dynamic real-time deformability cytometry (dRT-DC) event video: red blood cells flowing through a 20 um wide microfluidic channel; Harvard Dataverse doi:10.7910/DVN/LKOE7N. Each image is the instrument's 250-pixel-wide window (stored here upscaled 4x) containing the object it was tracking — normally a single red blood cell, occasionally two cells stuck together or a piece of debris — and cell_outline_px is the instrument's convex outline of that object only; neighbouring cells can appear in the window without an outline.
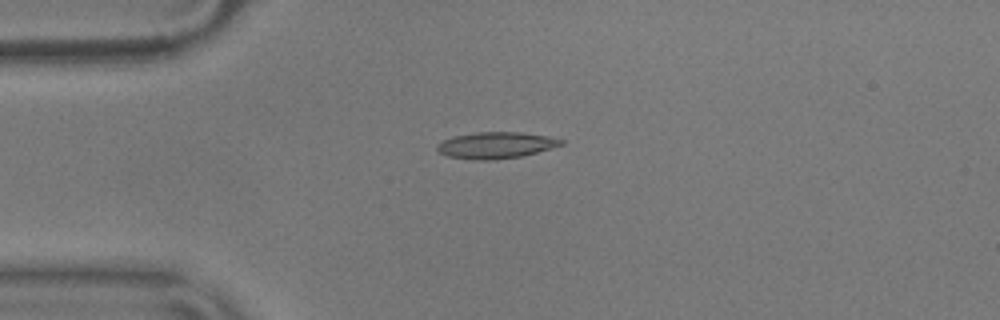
{"species": "common noctule bat (a hibernating species)", "species_latin": "Nyctalus noctula", "temperature_condition": "warm", "stored_images_in_passage": 43, "camera_frame_rate_fps": 3000, "um_per_image_px": 0.085, "animal": {"sex": "male", "body_mass_g": 17.9}, "frame": {"image": 1, "passage_image": 1, "time_ms": 0.0, "image_size_px": [1000, 320], "cell_outline_px": [[564, 144], [552, 148], [520, 156], [492, 160], [476, 160], [448, 156], [440, 152], [436, 148], [436, 144], [452, 136], [476, 132], [520, 132], [548, 136], [564, 140]], "centroid_in_image_um": [42.14, 12.33], "position_along_channel_um": 42.9, "area_um2": 19.02}}
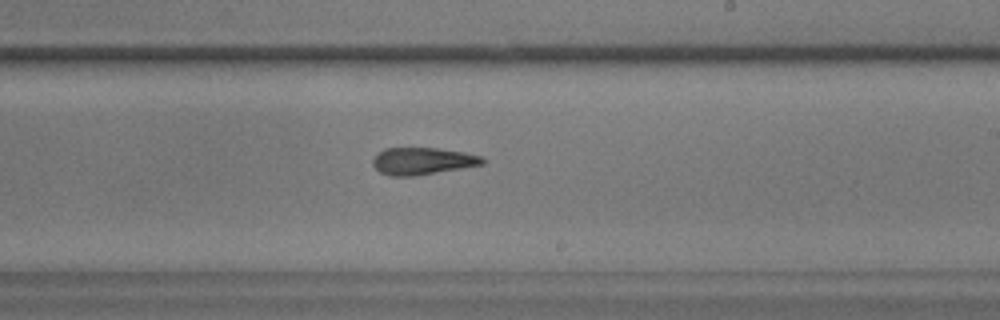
{"frame": {"image": 2, "passage_image": 20, "time_ms": 6.333, "image_size_px": [1000, 320], "cell_outline_px": [[484, 164], [412, 176], [392, 176], [380, 172], [372, 164], [372, 160], [384, 148], [436, 148], [464, 152], [480, 156], [484, 160]], "centroid_in_image_um": [35.89, 13.68], "position_along_channel_um": 253.1, "area_um2": 16.99}}
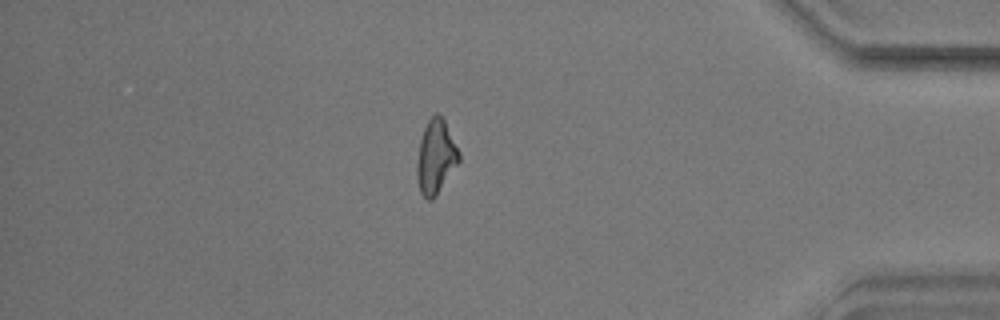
{"frame": {"image": 3, "passage_image": 35, "time_ms": 11.333, "image_size_px": [1000, 320], "cell_outline_px": [[460, 160], [436, 196], [432, 200], [428, 200], [420, 192], [416, 172], [416, 164], [420, 140], [424, 128], [428, 120], [436, 112], [444, 120], [460, 152]], "centroid_in_image_um": [37.03, 13.34], "position_along_channel_um": 398.2, "area_um2": 17.98}, "authors_computed_cell_mechanics": {"area_um2": 17.8024, "velocity_mm_per_s": 3.6232, "shape_relaxation_time_tau1_ms": null, "shape_relaxation_time_tau2_ms": 3.5006, "deformation_change_tau1": null, "deformation_change_tau2": 0.1291}}